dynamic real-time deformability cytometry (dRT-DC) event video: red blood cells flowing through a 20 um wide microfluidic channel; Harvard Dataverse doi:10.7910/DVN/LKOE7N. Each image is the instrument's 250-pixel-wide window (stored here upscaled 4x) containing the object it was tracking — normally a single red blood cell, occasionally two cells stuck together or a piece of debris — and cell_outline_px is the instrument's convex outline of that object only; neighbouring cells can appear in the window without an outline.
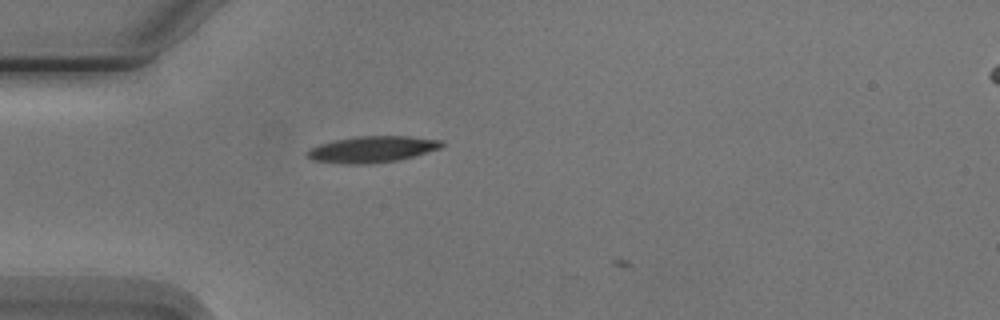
{"species": "Egyptian fruit bat (a non-hibernating species)", "species_latin": "Rousettus aegyptiacus", "temperature_condition": "cold", "stored_images_in_passage": 2, "camera_frame_rate_fps": 3000, "um_per_image_px": 0.085, "animal": {"sex": "male"}, "frame": {"image": 1, "passage_image": 1, "time_ms": 0.0, "image_size_px": [1000, 320], "cell_outline_px": [[444, 144], [440, 148], [412, 156], [396, 160], [368, 164], [344, 164], [312, 160], [308, 156], [308, 152], [312, 148], [320, 144], [336, 140], [356, 136], [408, 136], [440, 140]], "centroid_in_image_um": [31.63, 12.69], "position_along_channel_um": 53.4, "area_um2": 20.23}}